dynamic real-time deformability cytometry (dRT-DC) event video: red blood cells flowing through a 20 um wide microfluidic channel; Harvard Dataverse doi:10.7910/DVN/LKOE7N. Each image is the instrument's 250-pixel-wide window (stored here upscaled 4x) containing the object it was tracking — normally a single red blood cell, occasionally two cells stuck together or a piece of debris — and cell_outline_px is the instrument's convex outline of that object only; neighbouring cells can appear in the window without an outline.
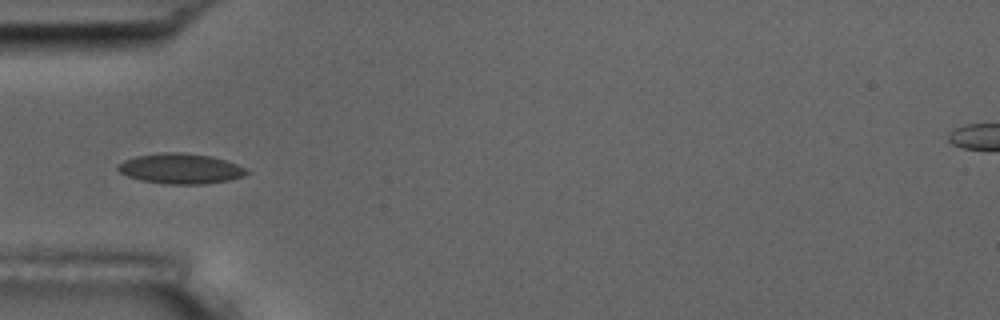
{"species": "common noctule bat (a hibernating species)", "species_latin": "Nyctalus noctula", "temperature_condition": "room temperature", "stored_images_in_passage": 8, "camera_frame_rate_fps": 3000, "um_per_image_px": 0.085, "animal": {"sex": "male", "body_mass_g": 17.5, "forearm_length_mm": 52.3}, "frame": {"image": 1, "passage_image": 6, "time_ms": 1.667, "image_size_px": [1000, 320], "cell_outline_px": [[252, 172], [244, 176], [228, 180], [204, 184], [164, 184], [140, 180], [128, 176], [120, 172], [116, 168], [116, 164], [124, 160], [136, 156], [160, 152], [180, 152], [212, 156], [236, 164]], "centroid_in_image_um": [15.32, 14.33], "position_along_channel_um": 69.7, "area_um2": 22.83}}